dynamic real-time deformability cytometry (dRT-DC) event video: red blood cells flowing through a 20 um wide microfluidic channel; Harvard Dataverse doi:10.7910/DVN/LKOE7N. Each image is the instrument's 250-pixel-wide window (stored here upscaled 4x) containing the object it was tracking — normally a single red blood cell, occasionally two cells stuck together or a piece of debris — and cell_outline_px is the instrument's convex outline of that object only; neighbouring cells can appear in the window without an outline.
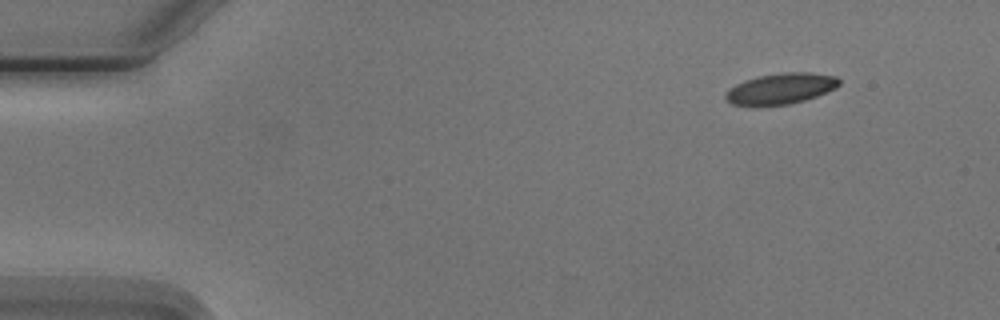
{"species": "Egyptian fruit bat (a non-hibernating species)", "species_latin": "Rousettus aegyptiacus", "temperature_condition": "cold", "stored_images_in_passage": 4, "camera_frame_rate_fps": 3000, "um_per_image_px": 0.085, "animal": {"sex": "male"}, "frame": {"image": 1, "passage_image": 2, "time_ms": 1.0, "image_size_px": [1000, 320], "cell_outline_px": [[840, 84], [836, 88], [828, 92], [804, 100], [788, 104], [756, 108], [752, 108], [732, 104], [724, 100], [724, 92], [728, 88], [744, 80], [760, 76], [784, 72], [812, 72], [836, 76], [840, 80]], "centroid_in_image_um": [66.3, 7.57], "position_along_channel_um": 18.7, "area_um2": 21.15}}